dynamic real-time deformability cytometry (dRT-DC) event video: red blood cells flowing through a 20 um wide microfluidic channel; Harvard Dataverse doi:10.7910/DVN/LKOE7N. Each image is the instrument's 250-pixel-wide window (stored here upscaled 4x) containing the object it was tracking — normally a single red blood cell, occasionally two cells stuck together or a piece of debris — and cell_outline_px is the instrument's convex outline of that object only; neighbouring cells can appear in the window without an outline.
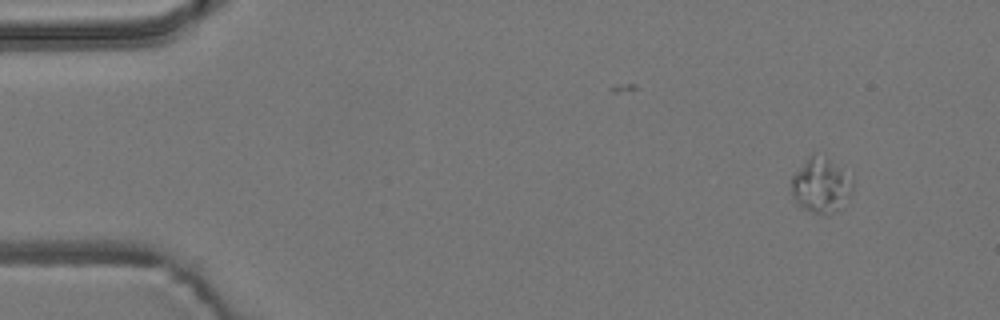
{"species": "common noctule bat (a hibernating species)", "species_latin": "Nyctalus noctula", "temperature_condition": "room temperature", "stored_images_in_passage": 4, "camera_frame_rate_fps": 3000, "um_per_image_px": 0.085, "animal": {"sex": "male", "body_mass_g": 19.2, "forearm_length_mm": 51.8}, "frame": {"image": 1, "passage_image": 1, "time_ms": 0.0, "image_size_px": [1000, 320], "cell_outline_px": [[852, 192], [844, 208], [832, 212], [812, 212], [804, 208], [792, 196], [792, 176], [808, 156], [812, 152], [828, 160], [840, 168], [852, 180]], "centroid_in_image_um": [69.79, 15.76], "position_along_channel_um": 15.2, "area_um2": 19.07}}
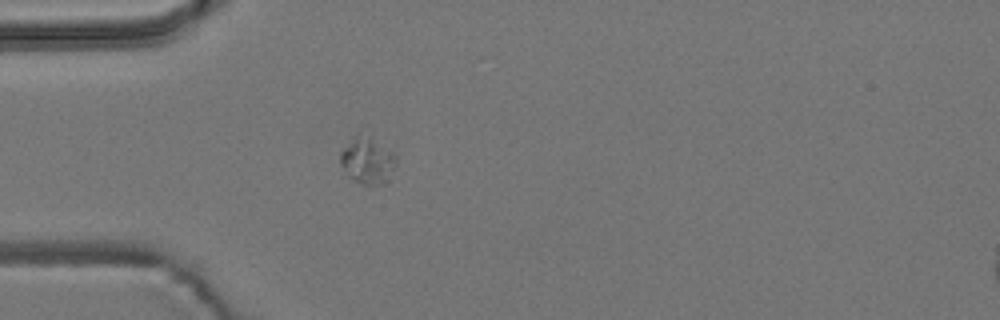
{"frame": {"image": 2, "passage_image": 4, "time_ms": 1.0, "image_size_px": [1000, 320], "cell_outline_px": [[396, 164], [384, 180], [376, 184], [360, 184], [348, 176], [340, 164], [340, 152], [360, 132], [372, 136], [396, 156]], "centroid_in_image_um": [31.19, 13.6], "position_along_channel_um": 53.8, "area_um2": 14.68}}